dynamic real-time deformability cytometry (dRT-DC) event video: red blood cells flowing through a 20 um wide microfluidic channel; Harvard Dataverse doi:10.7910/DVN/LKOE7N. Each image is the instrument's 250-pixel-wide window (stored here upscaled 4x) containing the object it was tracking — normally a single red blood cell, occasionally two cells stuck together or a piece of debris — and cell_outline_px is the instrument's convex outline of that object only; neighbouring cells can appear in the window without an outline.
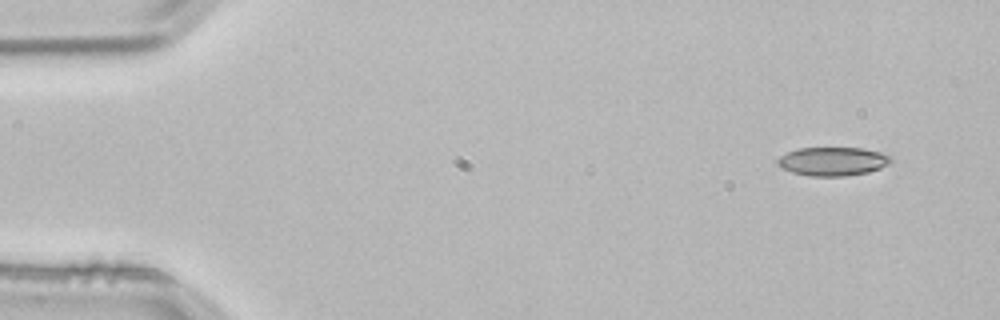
{"species": "common noctule bat (a hibernating species)", "species_latin": "Nyctalus noctula", "temperature_condition": "room temperature", "stored_images_in_passage": 2, "camera_frame_rate_fps": 3000, "um_per_image_px": 0.085, "animal": {"sex": "male", "body_mass_g": 21.5, "forearm_length_mm": 52.0}, "frame": {"image": 1, "passage_image": 1, "time_ms": 0.0, "image_size_px": [1000, 320], "cell_outline_px": [[892, 160], [888, 164], [880, 168], [868, 172], [844, 176], [808, 176], [792, 172], [780, 168], [776, 164], [776, 160], [780, 156], [796, 148], [860, 148], [880, 152], [892, 156]], "centroid_in_image_um": [70.75, 13.72], "position_along_channel_um": 14.3, "area_um2": 19.02}}